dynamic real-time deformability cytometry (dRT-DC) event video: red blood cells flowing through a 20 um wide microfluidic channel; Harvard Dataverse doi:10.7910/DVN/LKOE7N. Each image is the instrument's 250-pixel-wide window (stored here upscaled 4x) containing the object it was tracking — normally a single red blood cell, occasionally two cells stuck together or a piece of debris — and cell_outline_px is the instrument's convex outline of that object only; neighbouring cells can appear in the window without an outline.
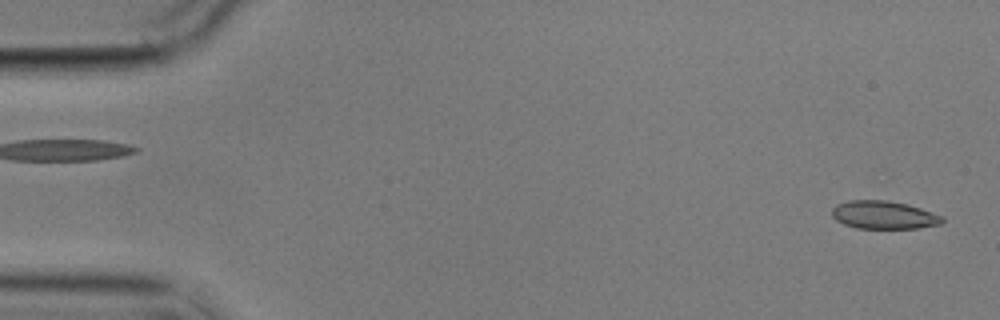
{"species": "common noctule bat (a hibernating species)", "species_latin": "Nyctalus noctula", "temperature_condition": "cold", "stored_images_in_passage": 2, "segment_of_instrument_passage": [2, 2], "camera_frame_rate_fps": 3000, "um_per_image_px": 0.085, "animal": {"sex": "male", "body_mass_g": 17.9}, "frame": {"image": 1, "passage_image": 2, "time_ms": 1.0, "image_size_px": [1000, 320], "cell_outline_px": [[944, 220], [940, 224], [920, 228], [856, 228], [844, 224], [836, 220], [832, 216], [832, 208], [836, 204], [848, 200], [888, 200], [908, 204], [944, 216]], "centroid_in_image_um": [75.12, 18.26], "position_along_channel_um": 9.9, "area_um2": 18.15}}